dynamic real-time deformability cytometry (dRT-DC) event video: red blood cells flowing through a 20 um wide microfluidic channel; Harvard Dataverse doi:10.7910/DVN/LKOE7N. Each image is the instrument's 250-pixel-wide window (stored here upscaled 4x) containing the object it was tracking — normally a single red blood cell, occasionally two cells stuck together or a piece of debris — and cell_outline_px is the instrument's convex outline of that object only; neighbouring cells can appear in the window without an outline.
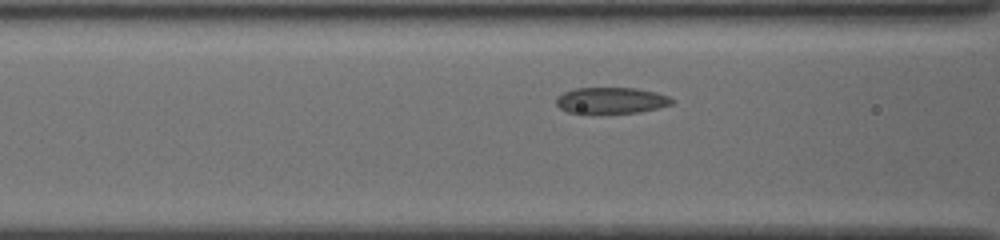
{"species": "common noctule bat (a hibernating species)", "species_latin": "Nyctalus noctula", "temperature_condition": "cold", "stored_images_in_passage": 13, "camera_frame_rate_fps": 3000, "um_per_image_px": 0.085, "animal": {"sex": "female", "body_mass_g": 19.5, "forearm_length_mm": 54.1}, "frame": {"image": 1, "passage_image": 8, "time_ms": 2.333, "image_size_px": [1000, 240], "cell_outline_px": [[672, 104], [640, 112], [568, 112], [560, 108], [556, 104], [556, 96], [564, 92], [576, 88], [636, 88], [656, 92], [668, 96], [672, 100]], "centroid_in_image_um": [51.93, 8.52], "position_along_channel_um": 114.7, "area_um2": 17.28}}